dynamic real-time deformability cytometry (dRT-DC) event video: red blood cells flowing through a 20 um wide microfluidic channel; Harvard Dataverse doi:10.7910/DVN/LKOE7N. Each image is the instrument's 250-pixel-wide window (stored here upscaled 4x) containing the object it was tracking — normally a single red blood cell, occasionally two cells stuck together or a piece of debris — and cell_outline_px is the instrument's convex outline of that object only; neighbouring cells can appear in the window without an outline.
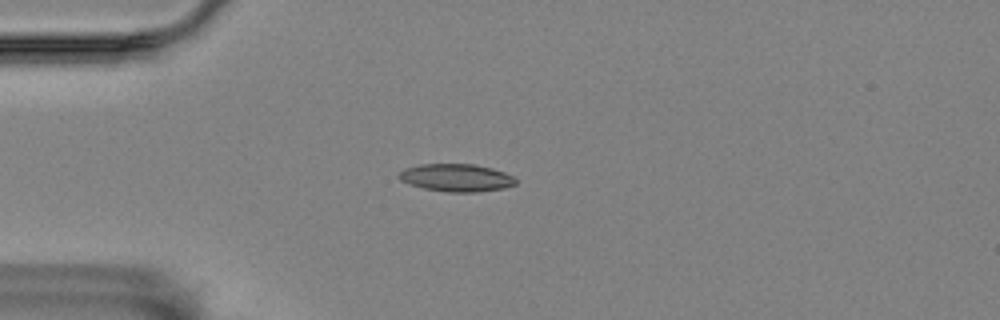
{"species": "Egyptian fruit bat (a non-hibernating species)", "species_latin": "Rousettus aegyptiacus", "temperature_condition": "room temperature", "stored_images_in_passage": 14, "camera_frame_rate_fps": 3000, "um_per_image_px": 0.085, "animal": {"sex": "female"}, "frame": {"image": 1, "passage_image": 4, "time_ms": 1.0, "image_size_px": [1000, 320], "cell_outline_px": [[516, 184], [504, 188], [476, 192], [448, 192], [424, 188], [400, 180], [396, 176], [404, 168], [420, 164], [476, 164], [492, 168], [504, 172], [512, 176], [516, 180]], "centroid_in_image_um": [38.79, 15.1], "position_along_channel_um": 46.2, "area_um2": 18.79}}
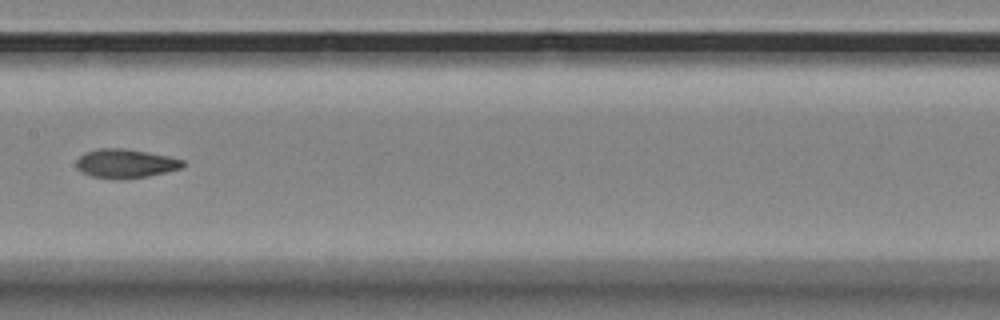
{"frame": {"image": 2, "passage_image": 8, "time_ms": 2.333, "image_size_px": [1000, 320], "cell_outline_px": [[184, 168], [148, 176], [124, 180], [120, 180], [92, 176], [80, 172], [76, 168], [76, 160], [84, 152], [96, 148], [124, 148], [148, 152], [168, 156], [184, 160]], "centroid_in_image_um": [10.65, 13.9], "position_along_channel_um": 196.8, "area_um2": 18.32}}
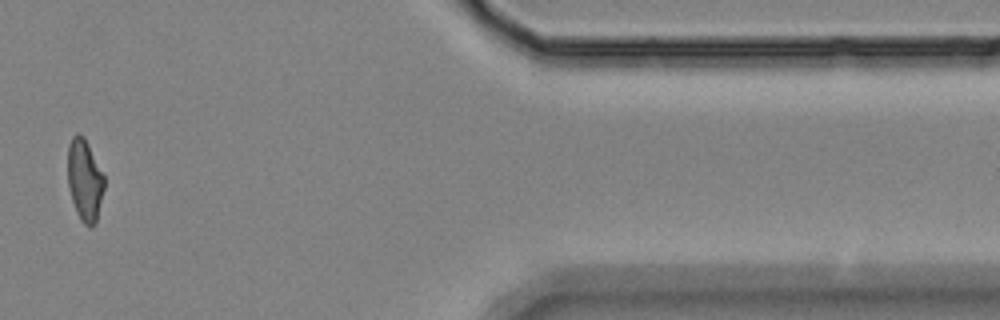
{"frame": {"image": 3, "passage_image": 13, "time_ms": 4.0, "image_size_px": [1000, 320], "cell_outline_px": [[104, 188], [96, 224], [84, 224], [80, 220], [76, 212], [72, 200], [68, 184], [68, 144], [72, 136], [76, 132], [84, 136], [104, 176]], "centroid_in_image_um": [7.19, 15.29], "position_along_channel_um": 404.2, "area_um2": 17.28}}